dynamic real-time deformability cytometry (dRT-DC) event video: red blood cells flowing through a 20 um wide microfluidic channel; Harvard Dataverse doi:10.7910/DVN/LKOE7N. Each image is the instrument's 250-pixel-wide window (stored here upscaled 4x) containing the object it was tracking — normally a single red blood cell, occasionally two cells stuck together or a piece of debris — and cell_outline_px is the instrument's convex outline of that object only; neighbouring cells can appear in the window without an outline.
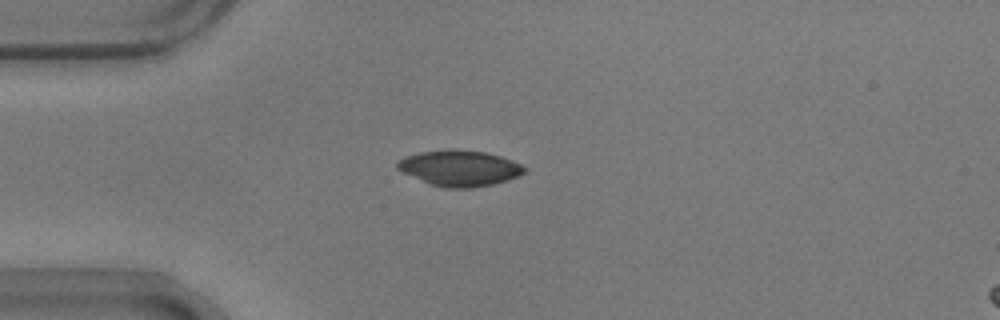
{"species": "common noctule bat (a hibernating species)", "species_latin": "Nyctalus noctula", "temperature_condition": "warm", "stored_images_in_passage": 41, "camera_frame_rate_fps": 3000, "um_per_image_px": 0.085, "animal": {"sex": "male", "body_mass_g": 17.9}, "frame": {"image": 1, "passage_image": 1, "time_ms": 0.0, "image_size_px": [1000, 320], "cell_outline_px": [[528, 172], [520, 176], [508, 180], [492, 184], [472, 188], [448, 188], [428, 184], [396, 168], [396, 164], [404, 156], [420, 152], [484, 152], [500, 156], [512, 160], [528, 168]], "centroid_in_image_um": [39.12, 14.34], "position_along_channel_um": 45.9, "area_um2": 25.78}}
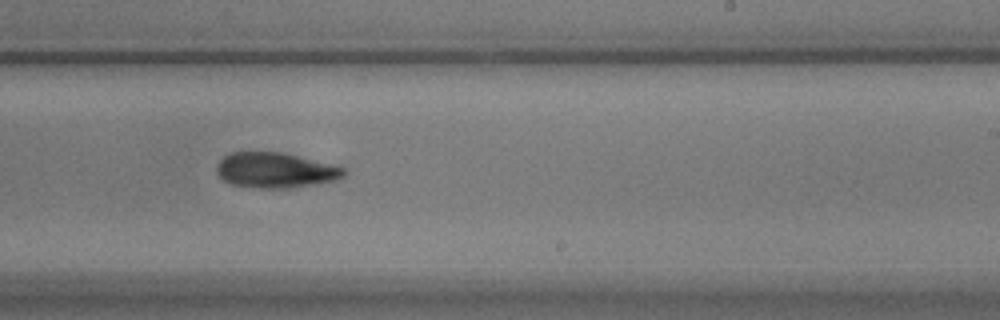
{"frame": {"image": 2, "passage_image": 20, "time_ms": 6.333, "image_size_px": [1000, 320], "cell_outline_px": [[348, 172], [344, 176], [336, 180], [284, 188], [264, 188], [232, 184], [224, 180], [216, 172], [216, 164], [228, 152], [284, 152], [348, 168]], "centroid_in_image_um": [23.43, 14.44], "position_along_channel_um": 265.6, "area_um2": 26.13}}
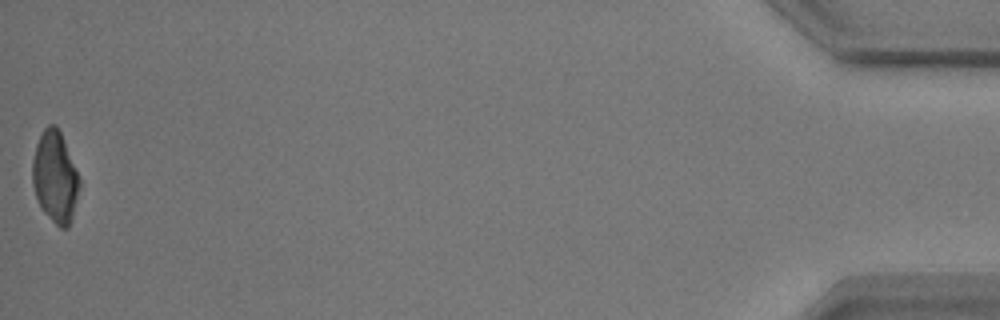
{"frame": {"image": 3, "passage_image": 41, "time_ms": 13.333, "image_size_px": [1000, 320], "cell_outline_px": [[80, 184], [72, 220], [68, 228], [60, 228], [40, 208], [36, 200], [32, 184], [32, 160], [36, 144], [44, 128], [48, 124], [56, 124], [60, 132], [80, 180]], "centroid_in_image_um": [4.66, 15.07], "position_along_channel_um": 430.5, "area_um2": 24.97}, "authors_computed_cell_mechanics": {"area_um2": 26.8192, "velocity_mm_per_s": 3.7154, "shape_relaxation_time_tau1_ms": 3.2653, "shape_relaxation_time_tau2_ms": 6.0838, "deformation_change_tau1": 0.0948, "deformation_change_tau2": 0.143}}